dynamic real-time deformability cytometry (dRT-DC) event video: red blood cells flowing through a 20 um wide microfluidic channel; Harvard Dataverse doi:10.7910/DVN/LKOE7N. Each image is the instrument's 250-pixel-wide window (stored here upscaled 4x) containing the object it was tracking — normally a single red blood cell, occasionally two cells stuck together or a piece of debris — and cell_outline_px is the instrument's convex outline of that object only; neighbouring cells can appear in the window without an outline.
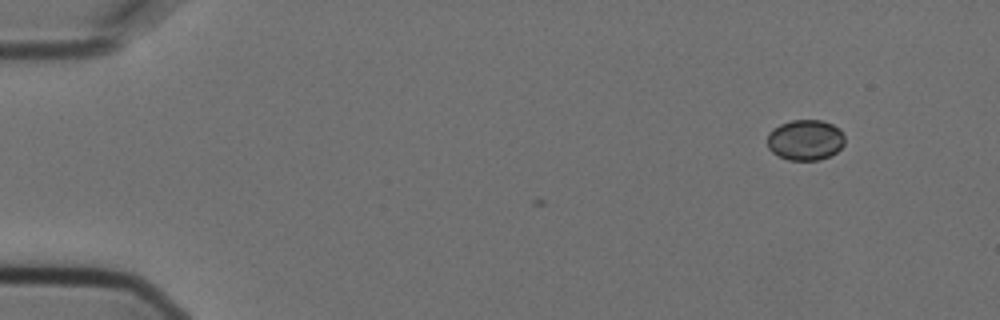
{"species": "Egyptian fruit bat (a non-hibernating species)", "species_latin": "Rousettus aegyptiacus", "temperature_condition": "cold", "stored_images_in_passage": 3, "camera_frame_rate_fps": 3000, "um_per_image_px": 0.085, "animal": {"sex": "female"}, "frame": {"image": 1, "passage_image": 1, "time_ms": 0.0, "image_size_px": [1000, 320], "cell_outline_px": [[844, 144], [836, 152], [820, 160], [788, 160], [772, 152], [768, 148], [768, 132], [772, 128], [780, 124], [792, 120], [820, 120], [832, 124], [840, 128], [844, 136]], "centroid_in_image_um": [68.45, 11.89], "position_along_channel_um": 16.6, "area_um2": 18.38}}